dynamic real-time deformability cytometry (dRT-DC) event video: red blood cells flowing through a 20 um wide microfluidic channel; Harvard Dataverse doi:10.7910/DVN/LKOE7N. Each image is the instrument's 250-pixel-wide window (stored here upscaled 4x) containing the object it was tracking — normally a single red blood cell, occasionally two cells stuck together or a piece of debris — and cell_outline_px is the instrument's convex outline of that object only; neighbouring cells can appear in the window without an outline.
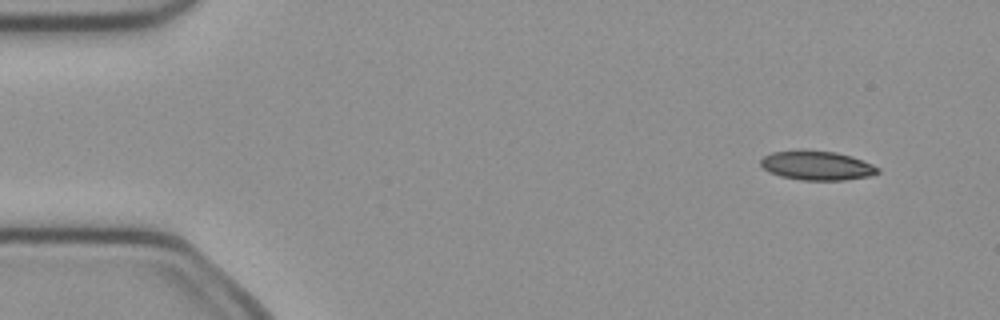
{"species": "common noctule bat (a hibernating species)", "species_latin": "Nyctalus noctula", "temperature_condition": "cold", "stored_images_in_passage": 3, "camera_frame_rate_fps": 3000, "um_per_image_px": 0.085, "animal": {"sex": "female", "body_mass_g": 21.9}, "frame": {"image": 1, "passage_image": 1, "time_ms": 0.0, "image_size_px": [1000, 320], "cell_outline_px": [[880, 172], [868, 176], [844, 180], [800, 180], [780, 176], [768, 172], [760, 164], [760, 160], [764, 156], [772, 152], [796, 148], [800, 148], [836, 152], [852, 156], [872, 164], [880, 168]], "centroid_in_image_um": [69.4, 14.04], "position_along_channel_um": 15.6, "area_um2": 20.4}}
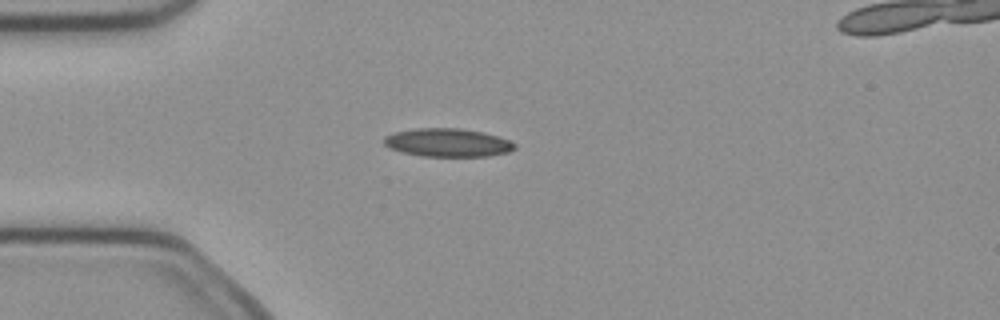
{"frame": {"image": 2, "passage_image": 3, "time_ms": 0.667, "image_size_px": [1000, 320], "cell_outline_px": [[516, 148], [508, 152], [488, 156], [420, 156], [400, 152], [388, 148], [384, 144], [384, 136], [392, 132], [416, 128], [460, 128], [484, 132], [508, 140], [516, 144]], "centroid_in_image_um": [38.0, 12.12], "position_along_channel_um": 47.0, "area_um2": 21.73}}